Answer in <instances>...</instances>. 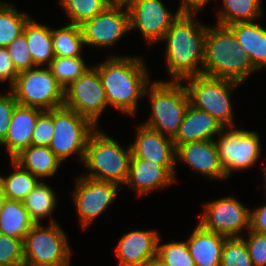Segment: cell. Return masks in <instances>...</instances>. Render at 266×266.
<instances>
[{"instance_id":"obj_9","label":"cell","mask_w":266,"mask_h":266,"mask_svg":"<svg viewBox=\"0 0 266 266\" xmlns=\"http://www.w3.org/2000/svg\"><path fill=\"white\" fill-rule=\"evenodd\" d=\"M8 89L23 106L51 110L64 103V88L49 67L36 66L20 72L16 82Z\"/></svg>"},{"instance_id":"obj_21","label":"cell","mask_w":266,"mask_h":266,"mask_svg":"<svg viewBox=\"0 0 266 266\" xmlns=\"http://www.w3.org/2000/svg\"><path fill=\"white\" fill-rule=\"evenodd\" d=\"M224 127L209 113L189 104L176 135L172 138L175 148L179 145L202 140H215Z\"/></svg>"},{"instance_id":"obj_36","label":"cell","mask_w":266,"mask_h":266,"mask_svg":"<svg viewBox=\"0 0 266 266\" xmlns=\"http://www.w3.org/2000/svg\"><path fill=\"white\" fill-rule=\"evenodd\" d=\"M0 265L24 266V240L0 233Z\"/></svg>"},{"instance_id":"obj_37","label":"cell","mask_w":266,"mask_h":266,"mask_svg":"<svg viewBox=\"0 0 266 266\" xmlns=\"http://www.w3.org/2000/svg\"><path fill=\"white\" fill-rule=\"evenodd\" d=\"M6 48L18 73L36 67L23 33L15 38Z\"/></svg>"},{"instance_id":"obj_11","label":"cell","mask_w":266,"mask_h":266,"mask_svg":"<svg viewBox=\"0 0 266 266\" xmlns=\"http://www.w3.org/2000/svg\"><path fill=\"white\" fill-rule=\"evenodd\" d=\"M72 199L79 224L83 230L98 219L116 200L122 190L118 184L80 175L75 178Z\"/></svg>"},{"instance_id":"obj_14","label":"cell","mask_w":266,"mask_h":266,"mask_svg":"<svg viewBox=\"0 0 266 266\" xmlns=\"http://www.w3.org/2000/svg\"><path fill=\"white\" fill-rule=\"evenodd\" d=\"M162 0H127L130 16V31L140 32L148 48L163 39L172 22L182 12L168 9ZM175 12V13H174Z\"/></svg>"},{"instance_id":"obj_38","label":"cell","mask_w":266,"mask_h":266,"mask_svg":"<svg viewBox=\"0 0 266 266\" xmlns=\"http://www.w3.org/2000/svg\"><path fill=\"white\" fill-rule=\"evenodd\" d=\"M54 134V109L44 110L39 116L32 132L31 145L49 146Z\"/></svg>"},{"instance_id":"obj_20","label":"cell","mask_w":266,"mask_h":266,"mask_svg":"<svg viewBox=\"0 0 266 266\" xmlns=\"http://www.w3.org/2000/svg\"><path fill=\"white\" fill-rule=\"evenodd\" d=\"M44 110L17 104L9 124L8 134L0 147H5L12 159L23 148L29 147L32 142V132L35 128L38 116Z\"/></svg>"},{"instance_id":"obj_43","label":"cell","mask_w":266,"mask_h":266,"mask_svg":"<svg viewBox=\"0 0 266 266\" xmlns=\"http://www.w3.org/2000/svg\"><path fill=\"white\" fill-rule=\"evenodd\" d=\"M179 9L181 11L199 12L205 8L208 2L212 0H179Z\"/></svg>"},{"instance_id":"obj_47","label":"cell","mask_w":266,"mask_h":266,"mask_svg":"<svg viewBox=\"0 0 266 266\" xmlns=\"http://www.w3.org/2000/svg\"><path fill=\"white\" fill-rule=\"evenodd\" d=\"M0 195H4L3 194V179H2V174L0 175Z\"/></svg>"},{"instance_id":"obj_8","label":"cell","mask_w":266,"mask_h":266,"mask_svg":"<svg viewBox=\"0 0 266 266\" xmlns=\"http://www.w3.org/2000/svg\"><path fill=\"white\" fill-rule=\"evenodd\" d=\"M96 128L75 110L65 106L54 108V134L48 147L63 163L75 154L82 163L89 137Z\"/></svg>"},{"instance_id":"obj_46","label":"cell","mask_w":266,"mask_h":266,"mask_svg":"<svg viewBox=\"0 0 266 266\" xmlns=\"http://www.w3.org/2000/svg\"><path fill=\"white\" fill-rule=\"evenodd\" d=\"M5 201H6L5 195H0V211L3 209Z\"/></svg>"},{"instance_id":"obj_15","label":"cell","mask_w":266,"mask_h":266,"mask_svg":"<svg viewBox=\"0 0 266 266\" xmlns=\"http://www.w3.org/2000/svg\"><path fill=\"white\" fill-rule=\"evenodd\" d=\"M63 106L87 117L98 127L100 116L109 105L99 72L93 66L64 89Z\"/></svg>"},{"instance_id":"obj_5","label":"cell","mask_w":266,"mask_h":266,"mask_svg":"<svg viewBox=\"0 0 266 266\" xmlns=\"http://www.w3.org/2000/svg\"><path fill=\"white\" fill-rule=\"evenodd\" d=\"M146 96L151 113L142 124L173 138L190 104L184 82L153 80L145 89L144 97Z\"/></svg>"},{"instance_id":"obj_1","label":"cell","mask_w":266,"mask_h":266,"mask_svg":"<svg viewBox=\"0 0 266 266\" xmlns=\"http://www.w3.org/2000/svg\"><path fill=\"white\" fill-rule=\"evenodd\" d=\"M197 14L182 11L161 40L166 44L164 59L168 81H183L203 72L207 24L198 21Z\"/></svg>"},{"instance_id":"obj_45","label":"cell","mask_w":266,"mask_h":266,"mask_svg":"<svg viewBox=\"0 0 266 266\" xmlns=\"http://www.w3.org/2000/svg\"><path fill=\"white\" fill-rule=\"evenodd\" d=\"M265 160H266V157H265ZM262 162H263V164H264V165L261 167V168H262L261 171H262V173H263V174H262V176H263V178H262L263 180H262V181L264 182L263 185H264V188H265L264 190H265V192H266V162H264V161H262Z\"/></svg>"},{"instance_id":"obj_27","label":"cell","mask_w":266,"mask_h":266,"mask_svg":"<svg viewBox=\"0 0 266 266\" xmlns=\"http://www.w3.org/2000/svg\"><path fill=\"white\" fill-rule=\"evenodd\" d=\"M57 195L58 193L56 194L50 185L41 180L22 201L35 224L42 223L41 221L45 218H51L48 221L49 223L58 221L52 217L58 204Z\"/></svg>"},{"instance_id":"obj_4","label":"cell","mask_w":266,"mask_h":266,"mask_svg":"<svg viewBox=\"0 0 266 266\" xmlns=\"http://www.w3.org/2000/svg\"><path fill=\"white\" fill-rule=\"evenodd\" d=\"M132 158L130 144L123 148L117 139L99 127L90 135L82 164L91 179L113 182L124 188Z\"/></svg>"},{"instance_id":"obj_44","label":"cell","mask_w":266,"mask_h":266,"mask_svg":"<svg viewBox=\"0 0 266 266\" xmlns=\"http://www.w3.org/2000/svg\"><path fill=\"white\" fill-rule=\"evenodd\" d=\"M145 266H169L167 263H165L159 256H155L148 260L145 264Z\"/></svg>"},{"instance_id":"obj_6","label":"cell","mask_w":266,"mask_h":266,"mask_svg":"<svg viewBox=\"0 0 266 266\" xmlns=\"http://www.w3.org/2000/svg\"><path fill=\"white\" fill-rule=\"evenodd\" d=\"M190 105L213 116L224 128L235 127L232 94L242 85L234 80L205 76L184 79Z\"/></svg>"},{"instance_id":"obj_35","label":"cell","mask_w":266,"mask_h":266,"mask_svg":"<svg viewBox=\"0 0 266 266\" xmlns=\"http://www.w3.org/2000/svg\"><path fill=\"white\" fill-rule=\"evenodd\" d=\"M220 266H254L243 237L226 238Z\"/></svg>"},{"instance_id":"obj_29","label":"cell","mask_w":266,"mask_h":266,"mask_svg":"<svg viewBox=\"0 0 266 266\" xmlns=\"http://www.w3.org/2000/svg\"><path fill=\"white\" fill-rule=\"evenodd\" d=\"M9 161L14 171L2 176L3 194L7 199L23 201L41 180L13 159Z\"/></svg>"},{"instance_id":"obj_23","label":"cell","mask_w":266,"mask_h":266,"mask_svg":"<svg viewBox=\"0 0 266 266\" xmlns=\"http://www.w3.org/2000/svg\"><path fill=\"white\" fill-rule=\"evenodd\" d=\"M257 71L266 68V29L258 21L238 22L228 26Z\"/></svg>"},{"instance_id":"obj_22","label":"cell","mask_w":266,"mask_h":266,"mask_svg":"<svg viewBox=\"0 0 266 266\" xmlns=\"http://www.w3.org/2000/svg\"><path fill=\"white\" fill-rule=\"evenodd\" d=\"M227 237L203 228L199 223L186 238L188 250L196 266H220Z\"/></svg>"},{"instance_id":"obj_41","label":"cell","mask_w":266,"mask_h":266,"mask_svg":"<svg viewBox=\"0 0 266 266\" xmlns=\"http://www.w3.org/2000/svg\"><path fill=\"white\" fill-rule=\"evenodd\" d=\"M19 73L13 65L6 47H0V82L6 83L9 88L16 82Z\"/></svg>"},{"instance_id":"obj_12","label":"cell","mask_w":266,"mask_h":266,"mask_svg":"<svg viewBox=\"0 0 266 266\" xmlns=\"http://www.w3.org/2000/svg\"><path fill=\"white\" fill-rule=\"evenodd\" d=\"M198 223L227 238L242 237L250 229V209L233 196L205 202Z\"/></svg>"},{"instance_id":"obj_19","label":"cell","mask_w":266,"mask_h":266,"mask_svg":"<svg viewBox=\"0 0 266 266\" xmlns=\"http://www.w3.org/2000/svg\"><path fill=\"white\" fill-rule=\"evenodd\" d=\"M175 176L165 167L142 158H131L129 174L124 186L135 190L138 197L174 185Z\"/></svg>"},{"instance_id":"obj_18","label":"cell","mask_w":266,"mask_h":266,"mask_svg":"<svg viewBox=\"0 0 266 266\" xmlns=\"http://www.w3.org/2000/svg\"><path fill=\"white\" fill-rule=\"evenodd\" d=\"M159 237L156 229H136L123 234L115 247L119 266H145L157 255Z\"/></svg>"},{"instance_id":"obj_48","label":"cell","mask_w":266,"mask_h":266,"mask_svg":"<svg viewBox=\"0 0 266 266\" xmlns=\"http://www.w3.org/2000/svg\"><path fill=\"white\" fill-rule=\"evenodd\" d=\"M112 2H126L127 0H111Z\"/></svg>"},{"instance_id":"obj_25","label":"cell","mask_w":266,"mask_h":266,"mask_svg":"<svg viewBox=\"0 0 266 266\" xmlns=\"http://www.w3.org/2000/svg\"><path fill=\"white\" fill-rule=\"evenodd\" d=\"M29 52L35 66L48 67L55 57L52 43V27L41 24L31 17L24 26Z\"/></svg>"},{"instance_id":"obj_10","label":"cell","mask_w":266,"mask_h":266,"mask_svg":"<svg viewBox=\"0 0 266 266\" xmlns=\"http://www.w3.org/2000/svg\"><path fill=\"white\" fill-rule=\"evenodd\" d=\"M216 138L219 159L228 179L234 171H245L255 166L264 151L261 149V136L255 130L225 127Z\"/></svg>"},{"instance_id":"obj_2","label":"cell","mask_w":266,"mask_h":266,"mask_svg":"<svg viewBox=\"0 0 266 266\" xmlns=\"http://www.w3.org/2000/svg\"><path fill=\"white\" fill-rule=\"evenodd\" d=\"M93 67L99 72L108 105L135 117L139 100L144 99L145 89L152 81L144 57L112 53Z\"/></svg>"},{"instance_id":"obj_13","label":"cell","mask_w":266,"mask_h":266,"mask_svg":"<svg viewBox=\"0 0 266 266\" xmlns=\"http://www.w3.org/2000/svg\"><path fill=\"white\" fill-rule=\"evenodd\" d=\"M80 27L86 47L111 48L130 32L128 8L125 2H112Z\"/></svg>"},{"instance_id":"obj_24","label":"cell","mask_w":266,"mask_h":266,"mask_svg":"<svg viewBox=\"0 0 266 266\" xmlns=\"http://www.w3.org/2000/svg\"><path fill=\"white\" fill-rule=\"evenodd\" d=\"M12 159L42 181L54 177L63 163L49 147L36 145L23 148Z\"/></svg>"},{"instance_id":"obj_33","label":"cell","mask_w":266,"mask_h":266,"mask_svg":"<svg viewBox=\"0 0 266 266\" xmlns=\"http://www.w3.org/2000/svg\"><path fill=\"white\" fill-rule=\"evenodd\" d=\"M83 56L78 57H59L55 56L48 66L52 75L65 89L81 75H83L90 67L84 60Z\"/></svg>"},{"instance_id":"obj_32","label":"cell","mask_w":266,"mask_h":266,"mask_svg":"<svg viewBox=\"0 0 266 266\" xmlns=\"http://www.w3.org/2000/svg\"><path fill=\"white\" fill-rule=\"evenodd\" d=\"M62 10H65L68 23L82 25L86 20L92 19L101 13L111 0H57Z\"/></svg>"},{"instance_id":"obj_31","label":"cell","mask_w":266,"mask_h":266,"mask_svg":"<svg viewBox=\"0 0 266 266\" xmlns=\"http://www.w3.org/2000/svg\"><path fill=\"white\" fill-rule=\"evenodd\" d=\"M31 17L26 12L18 11L12 2L6 3L0 0V47L8 46L19 37Z\"/></svg>"},{"instance_id":"obj_34","label":"cell","mask_w":266,"mask_h":266,"mask_svg":"<svg viewBox=\"0 0 266 266\" xmlns=\"http://www.w3.org/2000/svg\"><path fill=\"white\" fill-rule=\"evenodd\" d=\"M161 235L158 240L157 256L169 266H196L189 253L187 241H172L163 243Z\"/></svg>"},{"instance_id":"obj_39","label":"cell","mask_w":266,"mask_h":266,"mask_svg":"<svg viewBox=\"0 0 266 266\" xmlns=\"http://www.w3.org/2000/svg\"><path fill=\"white\" fill-rule=\"evenodd\" d=\"M243 235L249 256L254 266H266V234L248 230ZM245 237V238H244Z\"/></svg>"},{"instance_id":"obj_28","label":"cell","mask_w":266,"mask_h":266,"mask_svg":"<svg viewBox=\"0 0 266 266\" xmlns=\"http://www.w3.org/2000/svg\"><path fill=\"white\" fill-rule=\"evenodd\" d=\"M222 7L217 9L216 24L229 26L238 22L257 21L263 14L262 0H221Z\"/></svg>"},{"instance_id":"obj_3","label":"cell","mask_w":266,"mask_h":266,"mask_svg":"<svg viewBox=\"0 0 266 266\" xmlns=\"http://www.w3.org/2000/svg\"><path fill=\"white\" fill-rule=\"evenodd\" d=\"M256 72L250 57L228 26L207 25L203 75L243 84Z\"/></svg>"},{"instance_id":"obj_7","label":"cell","mask_w":266,"mask_h":266,"mask_svg":"<svg viewBox=\"0 0 266 266\" xmlns=\"http://www.w3.org/2000/svg\"><path fill=\"white\" fill-rule=\"evenodd\" d=\"M68 239L58 222L34 224L24 239V266H71Z\"/></svg>"},{"instance_id":"obj_26","label":"cell","mask_w":266,"mask_h":266,"mask_svg":"<svg viewBox=\"0 0 266 266\" xmlns=\"http://www.w3.org/2000/svg\"><path fill=\"white\" fill-rule=\"evenodd\" d=\"M34 224L22 201L6 198L0 211V233L24 240Z\"/></svg>"},{"instance_id":"obj_42","label":"cell","mask_w":266,"mask_h":266,"mask_svg":"<svg viewBox=\"0 0 266 266\" xmlns=\"http://www.w3.org/2000/svg\"><path fill=\"white\" fill-rule=\"evenodd\" d=\"M250 230L266 234V203L250 209Z\"/></svg>"},{"instance_id":"obj_16","label":"cell","mask_w":266,"mask_h":266,"mask_svg":"<svg viewBox=\"0 0 266 266\" xmlns=\"http://www.w3.org/2000/svg\"><path fill=\"white\" fill-rule=\"evenodd\" d=\"M136 129L134 142L129 143L132 158H142L165 166L175 176L177 183L176 148L173 139L142 123Z\"/></svg>"},{"instance_id":"obj_17","label":"cell","mask_w":266,"mask_h":266,"mask_svg":"<svg viewBox=\"0 0 266 266\" xmlns=\"http://www.w3.org/2000/svg\"><path fill=\"white\" fill-rule=\"evenodd\" d=\"M183 163L194 174L219 181L228 180L221 165L215 140L187 142L176 148V164Z\"/></svg>"},{"instance_id":"obj_40","label":"cell","mask_w":266,"mask_h":266,"mask_svg":"<svg viewBox=\"0 0 266 266\" xmlns=\"http://www.w3.org/2000/svg\"><path fill=\"white\" fill-rule=\"evenodd\" d=\"M6 93L0 91V144L8 134L11 116L18 104L14 94L9 89Z\"/></svg>"},{"instance_id":"obj_30","label":"cell","mask_w":266,"mask_h":266,"mask_svg":"<svg viewBox=\"0 0 266 266\" xmlns=\"http://www.w3.org/2000/svg\"><path fill=\"white\" fill-rule=\"evenodd\" d=\"M52 43L55 56L78 57L83 56L84 39L81 27L66 23L58 28H52Z\"/></svg>"}]
</instances>
